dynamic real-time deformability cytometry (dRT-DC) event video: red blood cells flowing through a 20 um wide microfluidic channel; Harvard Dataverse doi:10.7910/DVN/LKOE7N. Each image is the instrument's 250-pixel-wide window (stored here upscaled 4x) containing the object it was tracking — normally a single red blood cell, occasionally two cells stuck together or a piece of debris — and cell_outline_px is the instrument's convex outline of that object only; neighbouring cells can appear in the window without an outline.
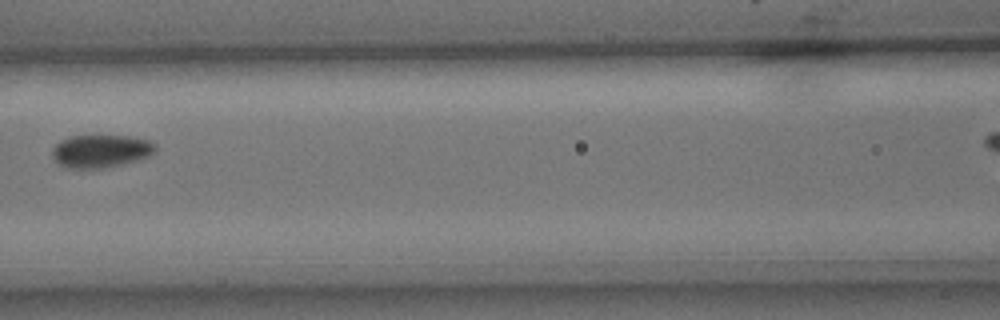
{"species": "common noctule bat (a hibernating species)", "species_latin": "Nyctalus noctula", "temperature_condition": "cold", "stored_images_in_passage": 4, "segment_of_instrument_passage": [1, 2], "camera_frame_rate_fps": 3000, "um_per_image_px": 0.085, "animal": {"sex": "male", "body_mass_g": 15.6}, "frame": {"image": 1, "passage_image": 3, "time_ms": 0.667, "image_size_px": [1000, 320], "cell_outline_px": [[156, 148], [148, 156], [136, 160], [104, 168], [64, 168], [56, 164], [52, 156], [52, 148], [60, 140], [68, 136], [128, 136], [148, 140], [156, 144]], "centroid_in_image_um": [8.49, 12.84], "position_along_channel_um": 158.1, "area_um2": 19.77}}